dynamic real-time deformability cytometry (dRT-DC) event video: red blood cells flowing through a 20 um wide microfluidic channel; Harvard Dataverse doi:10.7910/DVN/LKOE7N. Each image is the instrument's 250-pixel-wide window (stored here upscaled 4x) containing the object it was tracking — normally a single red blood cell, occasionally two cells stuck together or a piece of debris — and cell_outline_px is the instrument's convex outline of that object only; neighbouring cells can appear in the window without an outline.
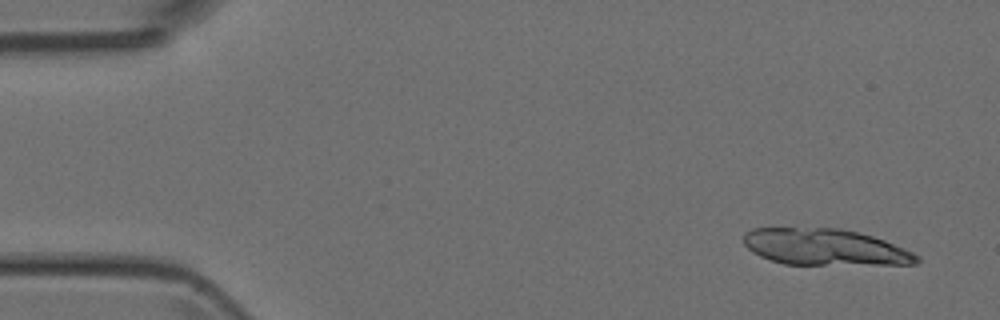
{"species": "Egyptian fruit bat (a non-hibernating species)", "species_latin": "Rousettus aegyptiacus", "temperature_condition": "room temperature", "stored_images_in_passage": 12, "camera_frame_rate_fps": 3000, "um_per_image_px": 0.085, "animal": {"sex": "female"}, "frame": {"image": 1, "passage_image": 3, "time_ms": 0.667, "image_size_px": [1000, 320], "cell_outline_px": [[920, 260], [916, 264], [784, 264], [760, 256], [752, 252], [744, 244], [744, 232], [752, 228], [840, 228], [872, 236], [884, 240], [904, 248], [920, 256]], "centroid_in_image_um": [70.1, 21.0], "position_along_channel_um": 14.9, "area_um2": 36.53}}